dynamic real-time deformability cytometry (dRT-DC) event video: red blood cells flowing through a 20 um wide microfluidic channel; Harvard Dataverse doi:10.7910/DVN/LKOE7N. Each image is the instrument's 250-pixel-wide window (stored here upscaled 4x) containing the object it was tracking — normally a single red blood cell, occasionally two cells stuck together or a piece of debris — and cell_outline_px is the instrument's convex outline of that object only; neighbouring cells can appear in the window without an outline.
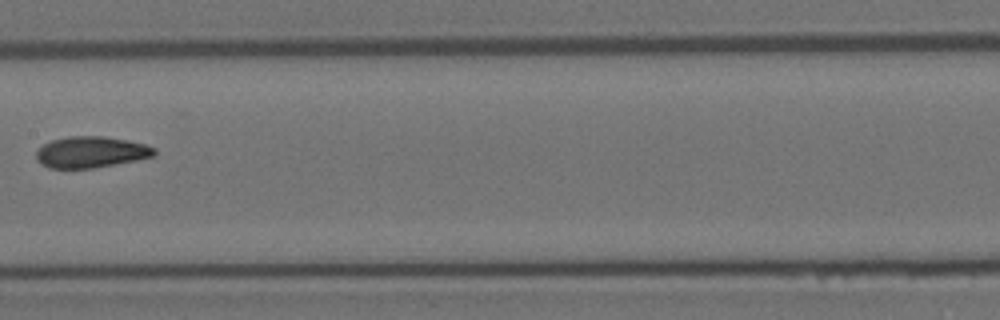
{"species": "Egyptian fruit bat (a non-hibernating species)", "species_latin": "Rousettus aegyptiacus", "temperature_condition": "room temperature", "stored_images_in_passage": 7, "camera_frame_rate_fps": 3000, "um_per_image_px": 0.085, "animal": {"sex": "female"}, "frame": {"image": 1, "passage_image": 7, "time_ms": 2.0, "image_size_px": [1000, 320], "cell_outline_px": [[156, 156], [136, 160], [92, 168], [48, 168], [40, 164], [36, 160], [36, 152], [44, 144], [52, 140], [68, 136], [104, 136], [128, 140], [144, 144], [156, 148]], "centroid_in_image_um": [7.73, 12.93], "position_along_channel_um": 199.7, "area_um2": 21.56}}